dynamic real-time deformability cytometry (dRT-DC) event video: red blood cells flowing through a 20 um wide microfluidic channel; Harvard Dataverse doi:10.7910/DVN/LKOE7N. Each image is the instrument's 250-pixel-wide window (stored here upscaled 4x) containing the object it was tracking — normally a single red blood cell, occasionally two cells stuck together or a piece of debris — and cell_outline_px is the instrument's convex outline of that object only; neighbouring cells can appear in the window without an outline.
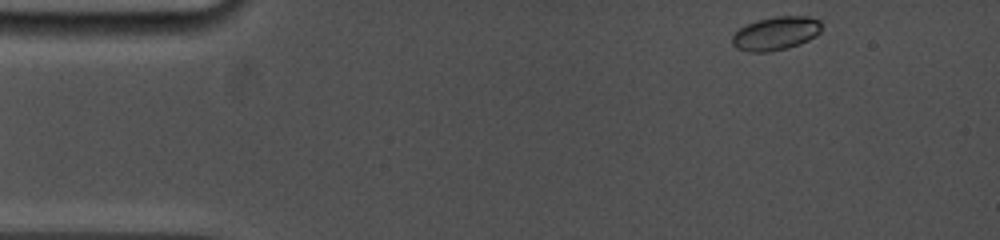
{"species": "common noctule bat (a hibernating species)", "species_latin": "Nyctalus noctula", "temperature_condition": "cold", "stored_images_in_passage": 14, "camera_frame_rate_fps": 5000, "um_per_image_px": 0.085, "animal": {"sex": "female", "body_mass_g": 19.0, "forearm_length_mm": 53.3}, "frame": {"image": 1, "passage_image": 1, "time_ms": 0.0, "image_size_px": [1000, 240], "cell_outline_px": [[820, 32], [816, 36], [800, 44], [788, 48], [768, 52], [748, 52], [736, 48], [732, 44], [732, 36], [740, 28], [756, 20], [776, 16], [808, 16], [820, 20]], "centroid_in_image_um": [65.94, 2.84], "position_along_channel_um": 19.1, "area_um2": 17.51}}
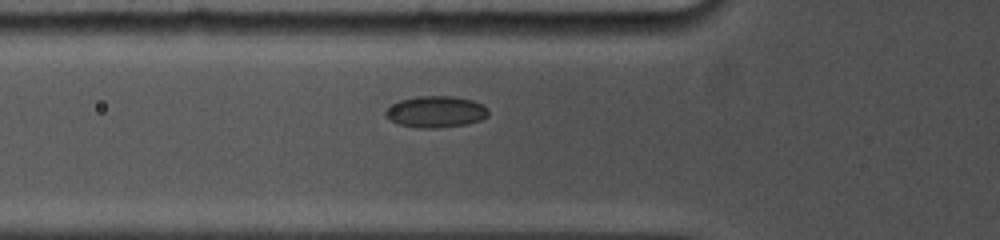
{"frame": {"image": 2, "passage_image": 9, "time_ms": 4.0, "image_size_px": [1000, 240], "cell_outline_px": [[488, 116], [480, 120], [468, 124], [436, 128], [416, 128], [400, 124], [392, 120], [384, 112], [392, 104], [400, 100], [420, 96], [452, 96], [472, 100], [484, 104], [488, 108]], "centroid_in_image_um": [37.1, 9.5], "position_along_channel_um": 88.7, "area_um2": 18.79}}
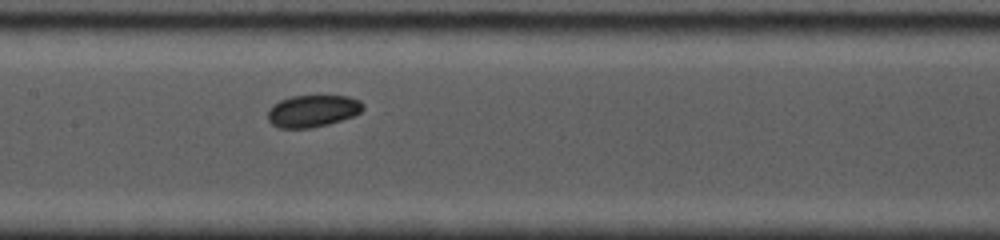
{"frame": {"image": 3, "passage_image": 14, "time_ms": 6.4, "image_size_px": [1000, 240], "cell_outline_px": [[364, 108], [360, 112], [352, 116], [328, 124], [312, 128], [280, 128], [272, 124], [268, 120], [268, 108], [272, 104], [280, 100], [292, 96], [348, 96], [360, 100], [364, 104]], "centroid_in_image_um": [26.56, 9.43], "position_along_channel_um": 180.8, "area_um2": 17.8}}